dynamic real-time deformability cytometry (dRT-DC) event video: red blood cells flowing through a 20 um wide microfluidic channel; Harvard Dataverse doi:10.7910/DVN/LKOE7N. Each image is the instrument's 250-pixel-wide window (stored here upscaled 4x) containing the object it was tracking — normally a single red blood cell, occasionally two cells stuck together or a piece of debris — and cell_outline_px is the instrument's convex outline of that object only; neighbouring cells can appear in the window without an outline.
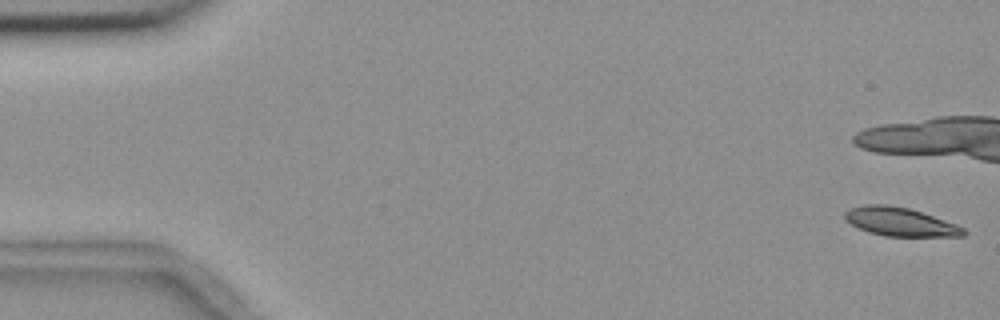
{"species": "common noctule bat (a hibernating species)", "species_latin": "Nyctalus noctula", "temperature_condition": "room temperature", "stored_images_in_passage": 11, "camera_frame_rate_fps": 3000, "um_per_image_px": 0.085, "animal": {"sex": "female", "body_mass_g": 18.4}, "frame": {"image": 1, "passage_image": 1, "time_ms": 0.0, "image_size_px": [1000, 320], "cell_outline_px": [[968, 232], [964, 236], [884, 236], [868, 232], [844, 220], [844, 212], [848, 208], [864, 204], [888, 204], [908, 208], [956, 224], [964, 228]], "centroid_in_image_um": [76.47, 18.85], "position_along_channel_um": 8.5, "area_um2": 19.77}}